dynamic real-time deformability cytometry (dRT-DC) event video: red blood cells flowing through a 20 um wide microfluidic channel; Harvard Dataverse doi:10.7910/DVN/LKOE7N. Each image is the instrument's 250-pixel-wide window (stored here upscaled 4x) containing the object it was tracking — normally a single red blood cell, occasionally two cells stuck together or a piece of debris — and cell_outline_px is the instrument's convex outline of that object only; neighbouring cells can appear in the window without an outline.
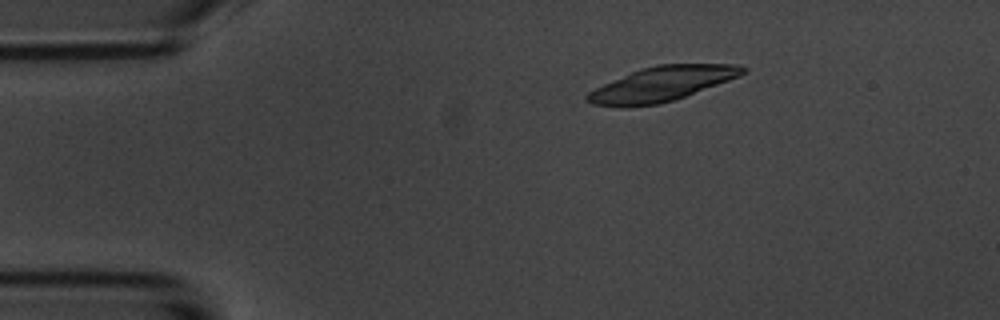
{"species": "common noctule bat (a hibernating species)", "species_latin": "Nyctalus noctula", "temperature_condition": "room temperature", "stored_images_in_passage": 6, "camera_frame_rate_fps": 3000, "um_per_image_px": 0.085, "animal": {"sex": "male", "body_mass_g": 20.1, "forearm_length_mm": 53.5}, "frame": {"image": 1, "passage_image": 3, "time_ms": 2.667, "image_size_px": [1000, 320], "cell_outline_px": [[748, 68], [740, 76], [684, 96], [660, 104], [628, 108], [592, 104], [584, 96], [588, 92], [604, 84], [640, 68], [656, 64], [740, 64]], "centroid_in_image_um": [56.24, 7.13], "position_along_channel_um": 28.8, "area_um2": 31.21}}